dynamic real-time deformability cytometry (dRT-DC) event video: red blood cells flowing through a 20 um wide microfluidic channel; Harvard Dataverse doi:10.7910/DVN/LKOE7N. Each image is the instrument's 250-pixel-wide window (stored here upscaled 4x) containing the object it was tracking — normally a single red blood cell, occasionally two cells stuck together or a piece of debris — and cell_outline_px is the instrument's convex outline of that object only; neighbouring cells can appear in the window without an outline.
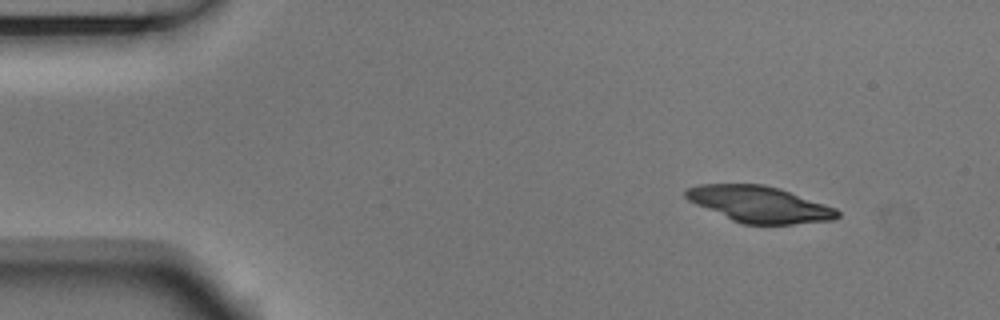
{"species": "Egyptian fruit bat (a non-hibernating species)", "species_latin": "Rousettus aegyptiacus", "temperature_condition": "room temperature", "stored_images_in_passage": 4, "camera_frame_rate_fps": 3000, "um_per_image_px": 0.085, "animal": {"sex": "male"}, "frame": {"image": 1, "passage_image": 1, "time_ms": 0.0, "image_size_px": [1000, 320], "cell_outline_px": [[840, 216], [836, 220], [792, 224], [740, 224], [696, 204], [688, 200], [684, 196], [684, 192], [688, 188], [700, 184], [764, 184], [780, 188], [836, 208], [840, 212]], "centroid_in_image_um": [64.57, 17.36], "position_along_channel_um": 20.4, "area_um2": 32.08}}